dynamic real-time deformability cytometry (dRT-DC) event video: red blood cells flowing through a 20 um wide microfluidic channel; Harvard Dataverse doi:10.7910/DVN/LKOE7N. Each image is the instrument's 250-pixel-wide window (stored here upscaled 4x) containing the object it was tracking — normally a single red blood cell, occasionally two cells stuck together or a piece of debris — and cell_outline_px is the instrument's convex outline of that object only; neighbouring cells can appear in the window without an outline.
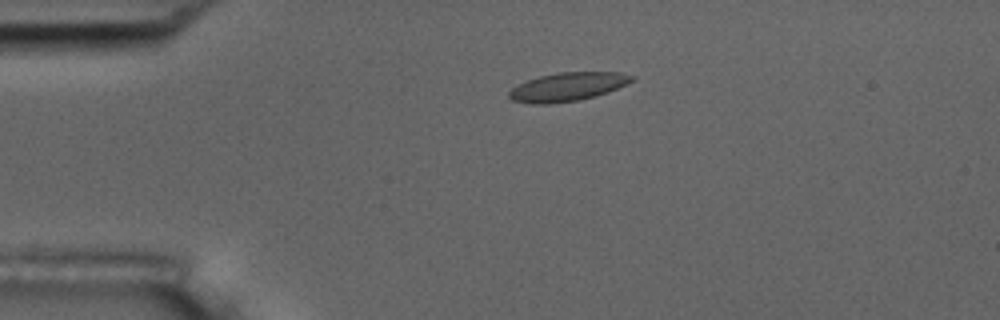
{"species": "common noctule bat (a hibernating species)", "species_latin": "Nyctalus noctula", "temperature_condition": "room temperature", "stored_images_in_passage": 4, "camera_frame_rate_fps": 3000, "um_per_image_px": 0.085, "animal": {"sex": "male", "body_mass_g": 17.5, "forearm_length_mm": 52.3}, "frame": {"image": 1, "passage_image": 3, "time_ms": 3.0, "image_size_px": [1000, 320], "cell_outline_px": [[636, 76], [632, 80], [608, 92], [596, 96], [580, 100], [548, 104], [532, 104], [512, 100], [508, 96], [508, 92], [512, 88], [528, 80], [540, 76], [556, 72], [620, 72]], "centroid_in_image_um": [48.23, 7.38], "position_along_channel_um": 36.8, "area_um2": 20.35}}